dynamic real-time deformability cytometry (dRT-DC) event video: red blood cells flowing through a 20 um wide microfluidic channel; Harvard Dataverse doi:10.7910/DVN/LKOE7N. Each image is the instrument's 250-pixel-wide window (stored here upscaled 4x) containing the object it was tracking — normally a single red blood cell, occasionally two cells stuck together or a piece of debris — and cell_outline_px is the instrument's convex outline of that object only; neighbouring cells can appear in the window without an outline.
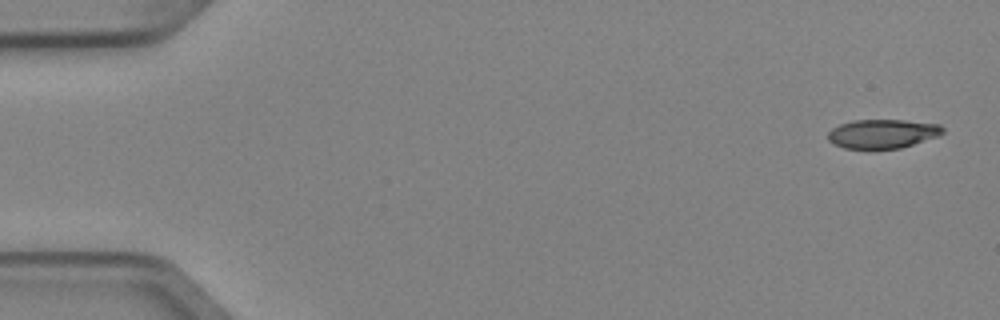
{"species": "Egyptian fruit bat (a non-hibernating species)", "species_latin": "Rousettus aegyptiacus", "temperature_condition": "cold", "stored_images_in_passage": 3, "segment_of_instrument_passage": [2, 2], "camera_frame_rate_fps": 3000, "um_per_image_px": 0.085, "animal": {"sex": "female"}, "frame": {"image": 1, "passage_image": 3, "time_ms": 0.667, "image_size_px": [1000, 320], "cell_outline_px": [[944, 132], [940, 136], [900, 148], [844, 148], [828, 140], [828, 132], [832, 128], [840, 124], [852, 120], [904, 120], [940, 124], [944, 128]], "centroid_in_image_um": [75.05, 11.35], "position_along_channel_um": 10.0, "area_um2": 19.36}}